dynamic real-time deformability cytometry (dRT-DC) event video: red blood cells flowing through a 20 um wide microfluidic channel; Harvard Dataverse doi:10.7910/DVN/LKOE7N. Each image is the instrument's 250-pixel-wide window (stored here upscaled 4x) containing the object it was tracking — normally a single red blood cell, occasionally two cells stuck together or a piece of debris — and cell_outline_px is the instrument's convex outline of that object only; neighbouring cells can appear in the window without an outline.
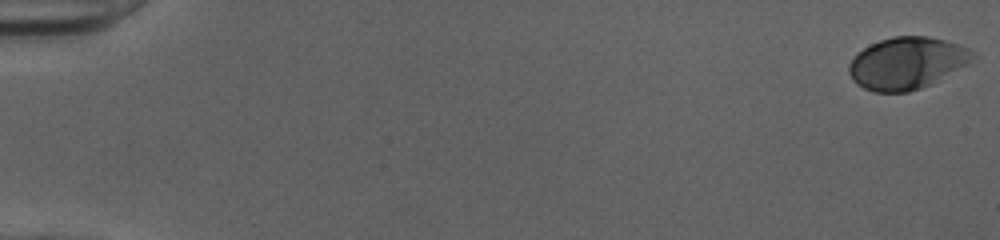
{"species": "human", "species_latin": "Homo sapiens", "temperature_condition": "cold", "stored_images_in_passage": 52, "camera_frame_rate_fps": 3000, "um_per_image_px": 0.085, "donor": {"sex": "female"}, "frame": {"image": 1, "passage_image": 1, "time_ms": 0.0, "image_size_px": [1000, 240], "cell_outline_px": [[980, 60], [932, 84], [908, 92], [872, 92], [856, 84], [852, 80], [848, 72], [848, 64], [856, 52], [880, 40], [892, 36], [928, 36], [944, 40], [968, 48], [976, 52], [980, 56]], "centroid_in_image_um": [77.16, 5.37], "position_along_channel_um": 7.8, "area_um2": 38.44}}
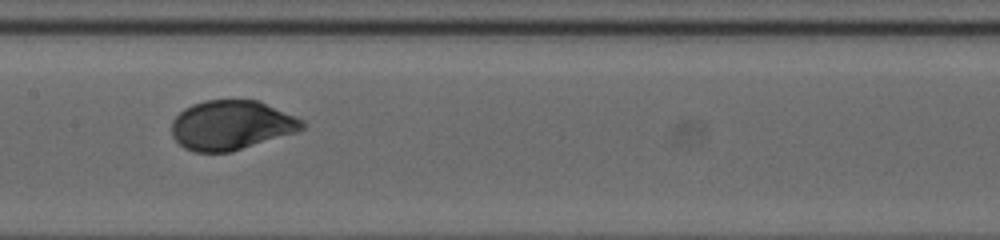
{"frame": {"image": 2, "passage_image": 28, "time_ms": 9.0, "image_size_px": [1000, 240], "cell_outline_px": [[304, 128], [296, 132], [232, 152], [192, 152], [184, 148], [172, 136], [172, 120], [184, 108], [192, 104], [204, 100], [260, 100], [296, 116], [304, 120]], "centroid_in_image_um": [19.67, 10.63], "position_along_channel_um": 187.7, "area_um2": 37.86}}
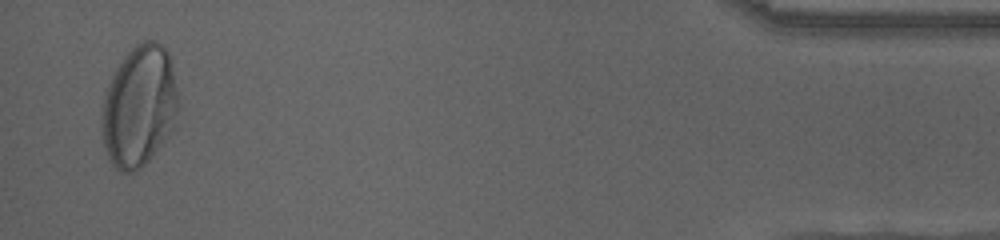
{"frame": {"image": 3, "passage_image": 51, "time_ms": 16.667, "image_size_px": [1000, 240], "cell_outline_px": [[180, 104], [172, 128], [168, 136], [152, 156], [140, 168], [132, 172], [120, 172], [112, 164], [108, 156], [100, 132], [100, 116], [104, 96], [108, 84], [116, 68], [124, 56], [136, 44], [144, 40], [156, 40], [168, 52], [180, 100]], "centroid_in_image_um": [11.82, 9.03], "position_along_channel_um": 423.4, "area_um2": 54.39}, "authors_computed_cell_mechanics": {"area_um2": 37.9746, "velocity_mm_per_s": 4.0012, "shape_relaxation_time_tau1_ms": 2.7235, "shape_relaxation_time_tau2_ms": null, "deformation_change_tau1": 0.1453, "deformation_change_tau2": null}}